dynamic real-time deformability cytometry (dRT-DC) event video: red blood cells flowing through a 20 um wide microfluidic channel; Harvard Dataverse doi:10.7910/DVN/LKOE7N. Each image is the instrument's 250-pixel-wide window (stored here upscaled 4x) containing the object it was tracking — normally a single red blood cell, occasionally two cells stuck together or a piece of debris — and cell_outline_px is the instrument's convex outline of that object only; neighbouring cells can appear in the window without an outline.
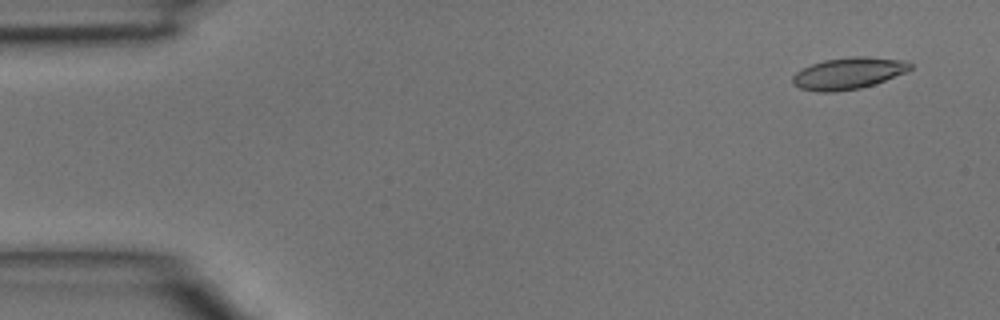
{"species": "common noctule bat (a hibernating species)", "species_latin": "Nyctalus noctula", "temperature_condition": "room temperature", "stored_images_in_passage": 5, "camera_frame_rate_fps": 3000, "um_per_image_px": 0.085, "animal": {"sex": "male", "body_mass_g": 15.6}, "frame": {"image": 1, "passage_image": 1, "time_ms": 0.0, "image_size_px": [1000, 320], "cell_outline_px": [[912, 68], [908, 72], [860, 88], [836, 92], [816, 92], [800, 88], [792, 84], [792, 76], [796, 72], [812, 64], [824, 60], [852, 56], [868, 56], [908, 60], [912, 64]], "centroid_in_image_um": [72.14, 6.22], "position_along_channel_um": 12.9, "area_um2": 21.91}}
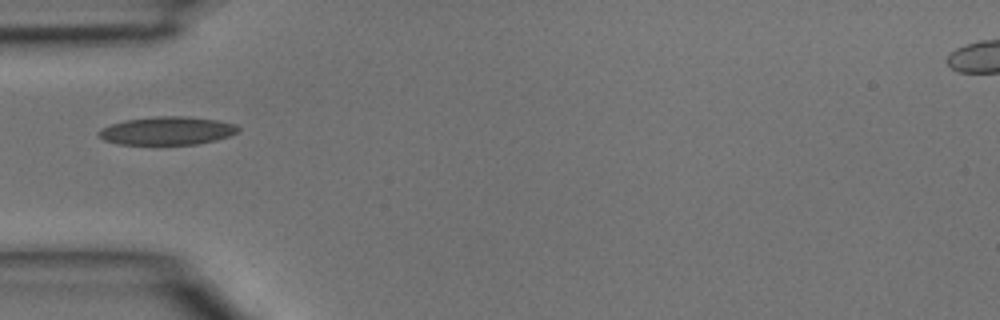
{"frame": {"image": 2, "passage_image": 4, "time_ms": 1.0, "image_size_px": [1000, 320], "cell_outline_px": [[240, 128], [236, 132], [228, 136], [216, 140], [196, 144], [120, 144], [104, 140], [96, 132], [100, 128], [124, 120], [156, 116], [184, 116], [220, 120], [236, 124]], "centroid_in_image_um": [14.21, 11.1], "position_along_channel_um": 70.8, "area_um2": 22.89}}